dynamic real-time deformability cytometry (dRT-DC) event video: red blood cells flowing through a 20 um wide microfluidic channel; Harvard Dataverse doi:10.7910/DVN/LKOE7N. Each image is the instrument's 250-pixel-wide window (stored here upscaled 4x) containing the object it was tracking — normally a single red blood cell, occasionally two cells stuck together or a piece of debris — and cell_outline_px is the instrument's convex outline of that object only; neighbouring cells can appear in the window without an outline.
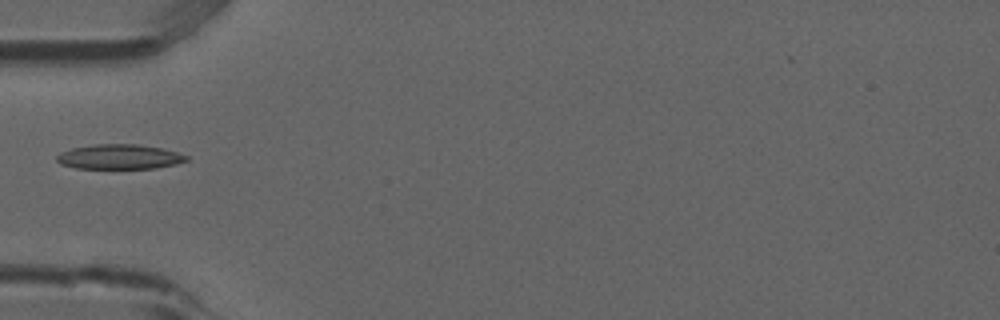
{"species": "common noctule bat (a hibernating species)", "species_latin": "Nyctalus noctula", "temperature_condition": "room temperature", "stored_images_in_passage": 5, "camera_frame_rate_fps": 3000, "um_per_image_px": 0.085, "animal": {"sex": "male", "forearm_length_mm": 52.5}, "frame": {"image": 1, "passage_image": 5, "time_ms": 1.333, "image_size_px": [1000, 320], "cell_outline_px": [[188, 160], [176, 164], [156, 168], [76, 168], [60, 164], [56, 160], [56, 156], [60, 152], [72, 148], [96, 144], [136, 144], [160, 148], [176, 152], [188, 156]], "centroid_in_image_um": [10.12, 13.33], "position_along_channel_um": 74.9, "area_um2": 18.61}}